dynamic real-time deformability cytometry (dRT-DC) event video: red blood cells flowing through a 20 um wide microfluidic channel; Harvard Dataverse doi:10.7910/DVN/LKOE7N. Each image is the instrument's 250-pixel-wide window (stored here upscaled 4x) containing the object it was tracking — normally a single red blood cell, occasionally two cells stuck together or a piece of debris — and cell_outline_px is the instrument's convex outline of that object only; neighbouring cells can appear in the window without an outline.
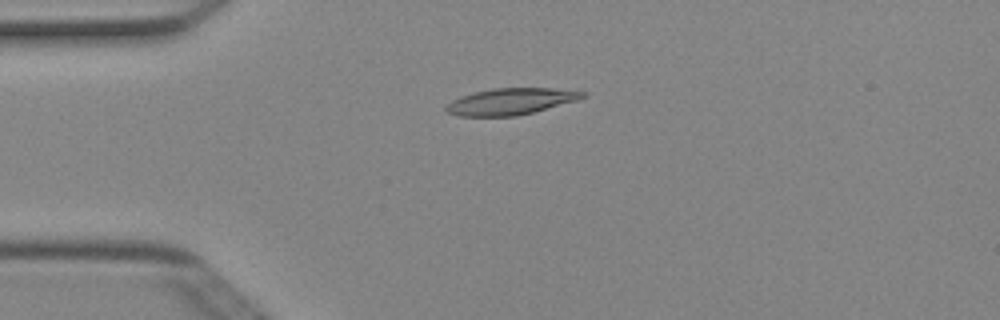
{"species": "Egyptian fruit bat (a non-hibernating species)", "species_latin": "Rousettus aegyptiacus", "temperature_condition": "cold", "stored_images_in_passage": 5, "camera_frame_rate_fps": 3000, "um_per_image_px": 0.085, "animal": {"sex": "female"}, "frame": {"image": 1, "passage_image": 3, "time_ms": 0.667, "image_size_px": [1000, 320], "cell_outline_px": [[588, 96], [576, 100], [532, 112], [516, 116], [460, 116], [448, 112], [444, 108], [452, 100], [460, 96], [492, 88], [552, 88], [588, 92]], "centroid_in_image_um": [43.42, 8.61], "position_along_channel_um": 41.6, "area_um2": 20.87}}
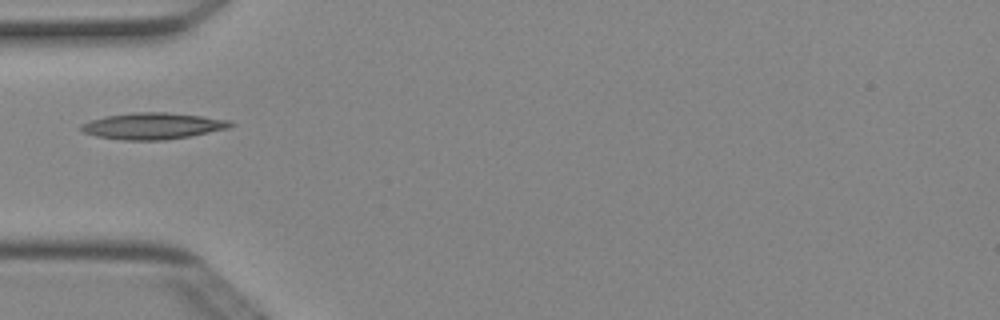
{"frame": {"image": 2, "passage_image": 4, "time_ms": 1.0, "image_size_px": [1000, 320], "cell_outline_px": [[236, 124], [228, 128], [192, 136], [164, 140], [124, 140], [96, 136], [84, 132], [80, 128], [80, 124], [104, 116], [136, 112], [168, 112], [200, 116], [228, 120]], "centroid_in_image_um": [12.99, 10.71], "position_along_channel_um": 72.0, "area_um2": 22.95}}
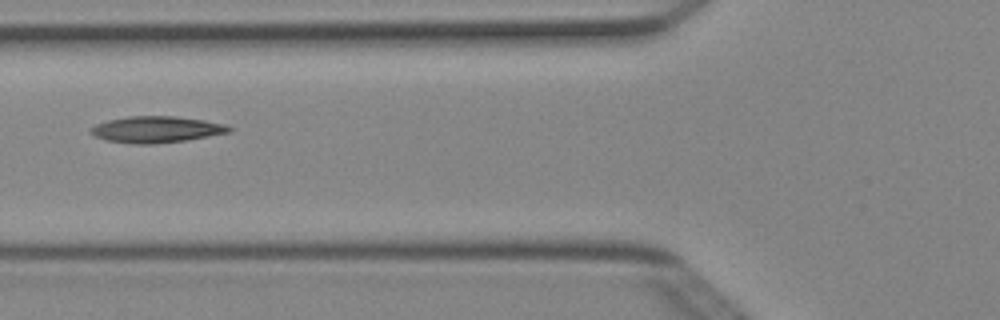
{"frame": {"image": 3, "passage_image": 5, "time_ms": 1.333, "image_size_px": [1000, 320], "cell_outline_px": [[232, 132], [188, 140], [152, 144], [136, 144], [104, 140], [92, 136], [88, 132], [88, 128], [96, 124], [108, 120], [128, 116], [176, 116], [204, 120], [224, 124], [232, 128]], "centroid_in_image_um": [13.25, 11.01], "position_along_channel_um": 112.6, "area_um2": 21.56}}